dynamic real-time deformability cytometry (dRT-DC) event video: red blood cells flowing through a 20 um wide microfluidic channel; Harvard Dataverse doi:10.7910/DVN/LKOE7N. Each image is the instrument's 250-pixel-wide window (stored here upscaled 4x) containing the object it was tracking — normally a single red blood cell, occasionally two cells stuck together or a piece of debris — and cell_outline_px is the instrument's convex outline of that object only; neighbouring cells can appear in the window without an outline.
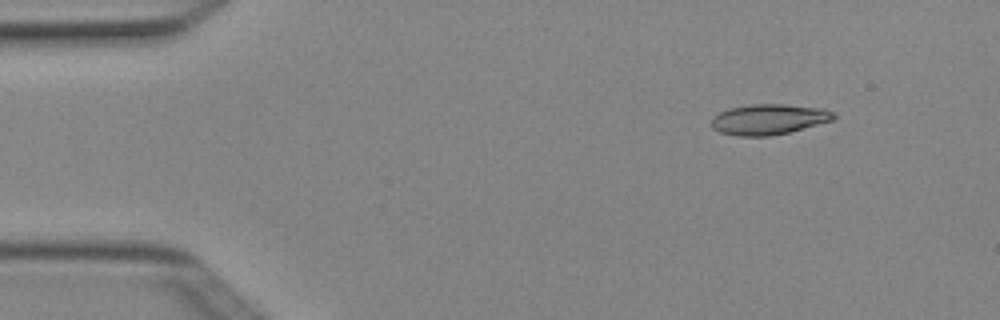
{"species": "Egyptian fruit bat (a non-hibernating species)", "species_latin": "Rousettus aegyptiacus", "temperature_condition": "cold", "stored_images_in_passage": 4, "camera_frame_rate_fps": 3000, "um_per_image_px": 0.085, "animal": {"sex": "female"}, "frame": {"image": 1, "passage_image": 2, "time_ms": 0.333, "image_size_px": [1000, 320], "cell_outline_px": [[836, 116], [832, 120], [788, 132], [772, 136], [740, 136], [720, 132], [712, 128], [712, 116], [728, 108], [752, 104], [784, 104], [824, 108], [832, 112]], "centroid_in_image_um": [65.31, 10.13], "position_along_channel_um": 19.7, "area_um2": 21.62}}